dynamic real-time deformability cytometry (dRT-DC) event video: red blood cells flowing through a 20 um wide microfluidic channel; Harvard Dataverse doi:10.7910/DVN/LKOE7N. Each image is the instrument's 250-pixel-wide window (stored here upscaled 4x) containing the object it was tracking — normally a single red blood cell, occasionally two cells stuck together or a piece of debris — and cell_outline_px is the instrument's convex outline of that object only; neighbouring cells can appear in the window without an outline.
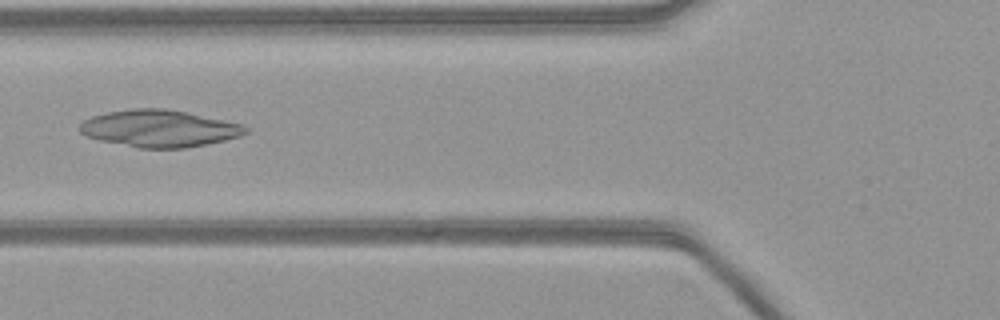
{"species": "common noctule bat (a hibernating species)", "species_latin": "Nyctalus noctula", "temperature_condition": "warm", "stored_images_in_passage": 43, "camera_frame_rate_fps": 3000, "um_per_image_px": 0.085, "animal": {"sex": "female", "body_mass_g": 21.9}, "frame": {"image": 1, "passage_image": 10, "time_ms": 3.0, "image_size_px": [1000, 320], "cell_outline_px": [[248, 132], [240, 136], [208, 144], [184, 148], [140, 148], [100, 140], [88, 136], [80, 132], [76, 128], [84, 120], [92, 116], [108, 112], [132, 108], [164, 108], [188, 112], [244, 124], [248, 128]], "centroid_in_image_um": [13.56, 10.91], "position_along_channel_um": 112.2, "area_um2": 35.89}}
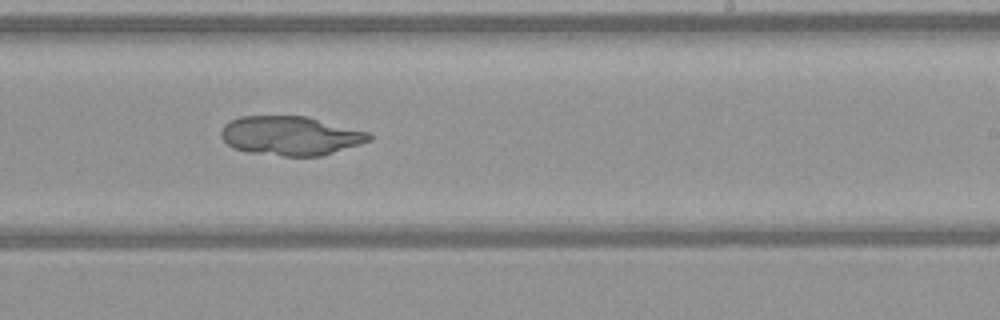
{"frame": {"image": 2, "passage_image": 22, "time_ms": 7.0, "image_size_px": [1000, 320], "cell_outline_px": [[372, 140], [360, 144], [320, 156], [284, 156], [248, 152], [232, 148], [220, 136], [220, 132], [224, 124], [240, 116], [308, 116], [368, 132], [372, 136]], "centroid_in_image_um": [24.68, 11.53], "position_along_channel_um": 264.3, "area_um2": 33.76}}
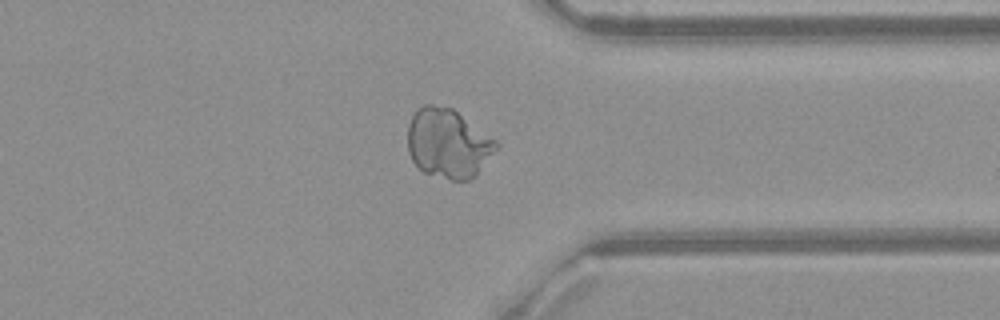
{"frame": {"image": 3, "passage_image": 31, "time_ms": 10.0, "image_size_px": [1000, 320], "cell_outline_px": [[500, 148], [468, 180], [452, 180], [424, 172], [412, 160], [408, 152], [408, 124], [416, 108], [424, 104], [432, 104], [452, 108], [496, 140], [500, 144]], "centroid_in_image_um": [38.08, 12.16], "position_along_channel_um": 373.3, "area_um2": 35.55}}